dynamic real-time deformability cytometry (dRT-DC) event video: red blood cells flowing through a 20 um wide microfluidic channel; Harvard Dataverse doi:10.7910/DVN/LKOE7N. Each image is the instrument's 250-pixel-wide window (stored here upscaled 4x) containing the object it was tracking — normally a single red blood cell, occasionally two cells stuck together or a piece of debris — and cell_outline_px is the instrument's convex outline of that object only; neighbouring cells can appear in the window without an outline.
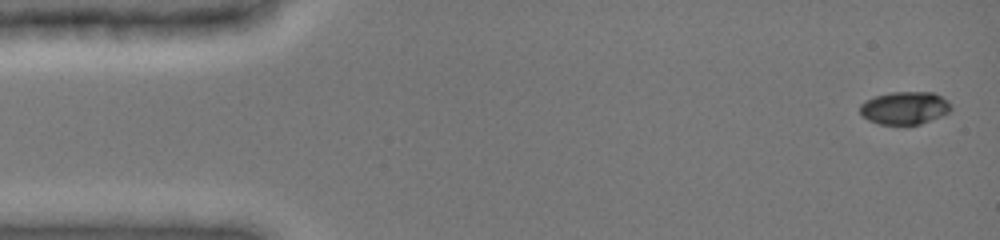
{"species": "common noctule bat (a hibernating species)", "species_latin": "Nyctalus noctula", "temperature_condition": "cold", "stored_images_in_passage": 16, "camera_frame_rate_fps": 3000, "um_per_image_px": 0.085, "animal": {"sex": "female", "body_mass_g": 19.0, "forearm_length_mm": 51.5}, "frame": {"image": 1, "passage_image": 1, "time_ms": 0.0, "image_size_px": [1000, 240], "cell_outline_px": [[952, 108], [948, 112], [940, 116], [920, 124], [880, 124], [868, 120], [860, 112], [860, 104], [876, 96], [892, 92], [932, 92], [948, 100], [952, 104]], "centroid_in_image_um": [76.92, 9.17], "position_along_channel_um": 8.1, "area_um2": 17.17}}
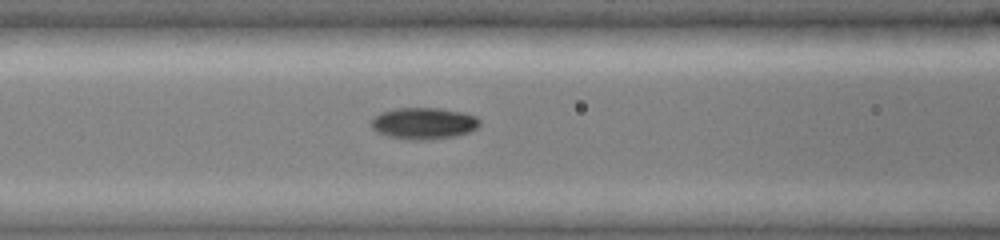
{"frame": {"image": 2, "passage_image": 10, "time_ms": 6.0, "image_size_px": [1000, 240], "cell_outline_px": [[480, 124], [476, 128], [468, 132], [456, 136], [420, 140], [416, 140], [388, 136], [372, 128], [372, 120], [380, 112], [396, 108], [440, 108], [464, 112], [476, 116], [480, 120]], "centroid_in_image_um": [36.05, 10.47], "position_along_channel_um": 130.5, "area_um2": 19.77}}
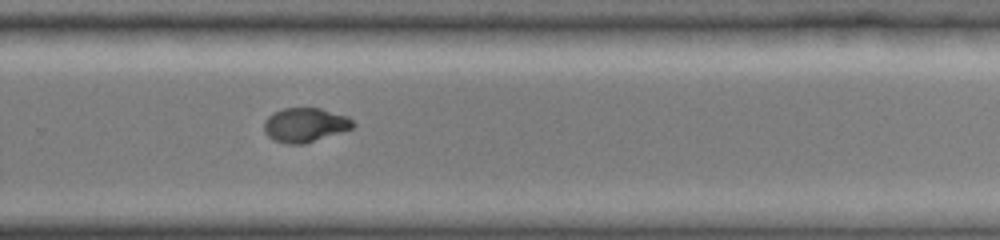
{"frame": {"image": 3, "passage_image": 16, "time_ms": 10.333, "image_size_px": [1000, 240], "cell_outline_px": [[356, 124], [352, 128], [304, 144], [288, 144], [272, 140], [264, 132], [264, 120], [272, 112], [284, 108], [320, 108], [348, 116]], "centroid_in_image_um": [25.9, 10.61], "position_along_channel_um": 303.9, "area_um2": 17.8}}